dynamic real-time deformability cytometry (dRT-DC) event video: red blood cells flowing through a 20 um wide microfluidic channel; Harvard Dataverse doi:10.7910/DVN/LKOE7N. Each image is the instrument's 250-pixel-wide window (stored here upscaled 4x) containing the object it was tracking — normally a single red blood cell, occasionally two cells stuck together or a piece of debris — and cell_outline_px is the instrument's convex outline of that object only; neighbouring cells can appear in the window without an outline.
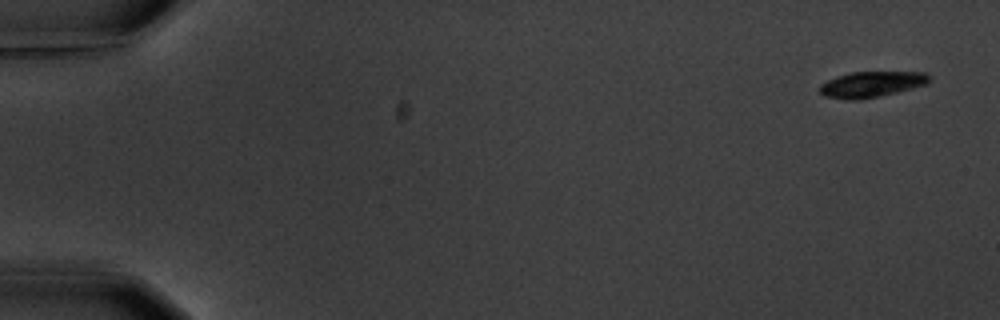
{"species": "common noctule bat (a hibernating species)", "species_latin": "Nyctalus noctula", "temperature_condition": "warm", "stored_images_in_passage": 4, "camera_frame_rate_fps": 3000, "um_per_image_px": 0.085, "animal": {"sex": "male", "body_mass_g": 20.1, "forearm_length_mm": 53.5}, "frame": {"image": 1, "passage_image": 1, "time_ms": 0.0, "image_size_px": [1000, 320], "cell_outline_px": [[932, 80], [928, 84], [880, 96], [860, 100], [848, 100], [824, 96], [820, 92], [820, 84], [836, 76], [852, 72], [924, 72], [932, 76]], "centroid_in_image_um": [74.11, 7.16], "position_along_channel_um": 10.9, "area_um2": 16.59}}
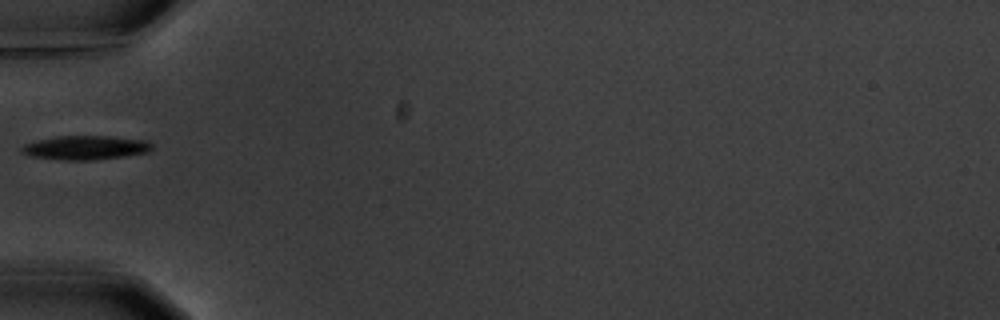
{"frame": {"image": 2, "passage_image": 4, "time_ms": 6.0, "image_size_px": [1000, 320], "cell_outline_px": [[152, 148], [148, 152], [124, 156], [92, 160], [64, 160], [28, 156], [20, 152], [20, 148], [24, 144], [36, 140], [56, 136], [108, 136], [148, 140], [152, 144]], "centroid_in_image_um": [7.23, 12.55], "position_along_channel_um": 77.8, "area_um2": 18.38}}